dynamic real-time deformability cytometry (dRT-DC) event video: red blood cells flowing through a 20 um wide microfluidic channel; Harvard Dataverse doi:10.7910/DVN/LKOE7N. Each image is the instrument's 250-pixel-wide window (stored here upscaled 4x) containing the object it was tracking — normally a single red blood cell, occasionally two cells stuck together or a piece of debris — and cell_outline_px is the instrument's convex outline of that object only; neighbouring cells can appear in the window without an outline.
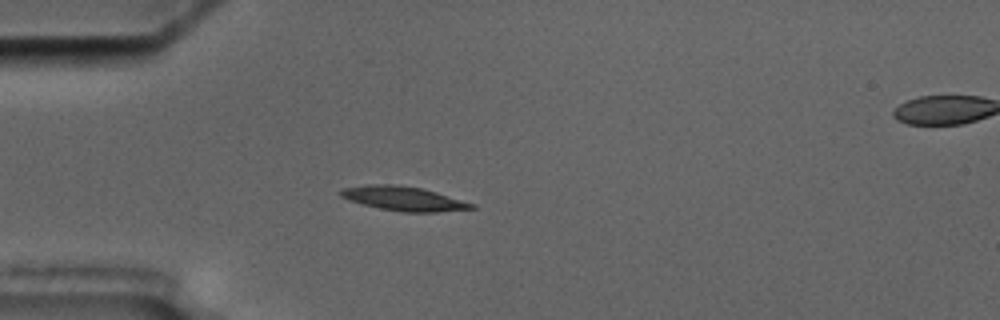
{"species": "common noctule bat (a hibernating species)", "species_latin": "Nyctalus noctula", "temperature_condition": "cold", "stored_images_in_passage": 2, "segment_of_instrument_passage": [1, 2], "camera_frame_rate_fps": 3000, "um_per_image_px": 0.085, "animal": {"sex": "male", "body_mass_g": 17.5, "forearm_length_mm": 52.3}, "frame": {"image": 1, "passage_image": 1, "time_ms": 0.0, "image_size_px": [1000, 320], "cell_outline_px": [[476, 208], [436, 212], [400, 212], [380, 208], [348, 200], [340, 196], [340, 192], [344, 188], [364, 184], [392, 184], [420, 188], [436, 192], [476, 204]], "centroid_in_image_um": [34.31, 16.88], "position_along_channel_um": 50.7, "area_um2": 18.38}}